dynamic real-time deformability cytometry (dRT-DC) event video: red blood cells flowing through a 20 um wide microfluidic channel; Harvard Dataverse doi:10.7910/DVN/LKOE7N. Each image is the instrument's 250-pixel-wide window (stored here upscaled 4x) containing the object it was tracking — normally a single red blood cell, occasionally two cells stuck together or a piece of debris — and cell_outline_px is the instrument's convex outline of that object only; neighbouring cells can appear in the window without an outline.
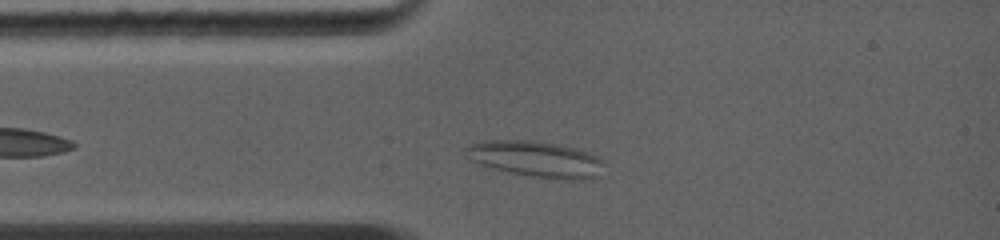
{"species": "common noctule bat (a hibernating species)", "species_latin": "Nyctalus noctula", "temperature_condition": "warm", "stored_images_in_passage": 26, "camera_frame_rate_fps": 5000, "um_per_image_px": 0.085, "animal": {"sex": "female", "body_mass_g": 19.0, "forearm_length_mm": 56.7}, "frame": {"image": 1, "passage_image": 3, "time_ms": 0.8, "image_size_px": [1000, 240], "cell_outline_px": [[604, 164], [596, 176], [584, 180], [568, 180], [532, 176], [508, 172], [472, 160], [464, 156], [464, 148], [468, 144], [484, 140], [532, 140], [560, 144], [576, 148], [588, 152], [604, 160]], "centroid_in_image_um": [45.54, 13.5], "position_along_channel_um": 39.5, "area_um2": 29.02}}
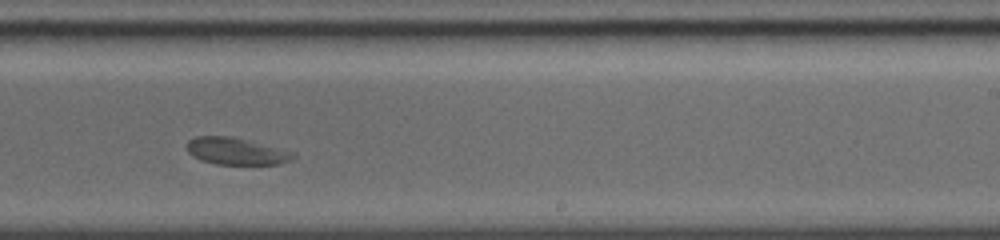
{"frame": {"image": 2, "passage_image": 17, "time_ms": 6.2, "image_size_px": [1000, 240], "cell_outline_px": [[296, 156], [292, 160], [280, 164], [216, 164], [200, 160], [192, 156], [188, 152], [188, 140], [196, 136], [232, 136], [296, 152]], "centroid_in_image_um": [20.1, 12.85], "position_along_channel_um": 268.9, "area_um2": 16.82}}
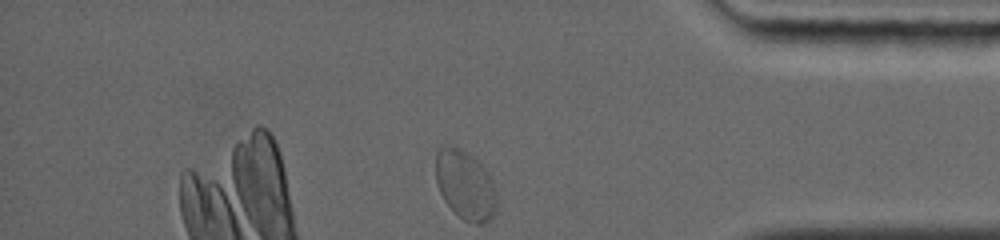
{"frame": {"image": 3, "passage_image": 26, "time_ms": 9.6, "image_size_px": [1000, 240], "cell_outline_px": [[496, 212], [488, 220], [480, 224], [476, 224], [464, 220], [444, 200], [440, 192], [436, 180], [436, 152], [440, 148], [460, 148], [468, 152], [488, 172], [496, 188]], "centroid_in_image_um": [39.57, 15.74], "position_along_channel_um": 395.6, "area_um2": 24.22}}